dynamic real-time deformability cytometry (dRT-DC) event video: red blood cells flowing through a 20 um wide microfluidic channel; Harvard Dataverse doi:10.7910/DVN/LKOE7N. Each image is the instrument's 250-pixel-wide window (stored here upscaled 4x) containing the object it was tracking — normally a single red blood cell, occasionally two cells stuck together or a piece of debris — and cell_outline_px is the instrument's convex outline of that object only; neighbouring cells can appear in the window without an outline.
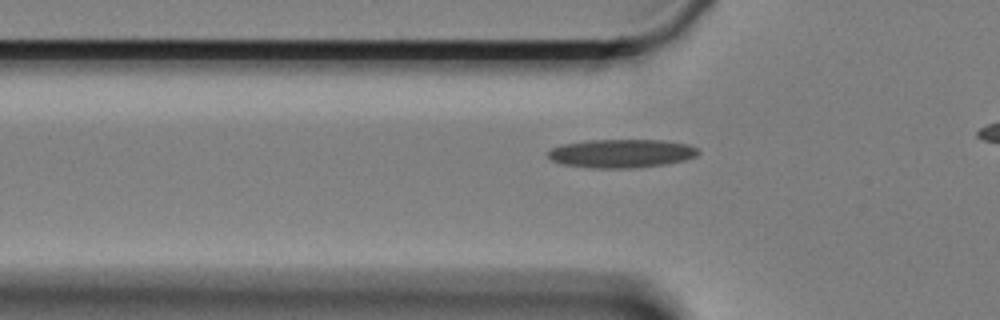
{"species": "Egyptian fruit bat (a non-hibernating species)", "species_latin": "Rousettus aegyptiacus", "temperature_condition": "cold", "stored_images_in_passage": 46, "camera_frame_rate_fps": 3000, "um_per_image_px": 0.085, "animal": {"sex": "female"}, "frame": {"image": 1, "passage_image": 13, "time_ms": 4.0, "image_size_px": [1000, 320], "cell_outline_px": [[700, 152], [696, 156], [684, 160], [664, 164], [632, 168], [592, 168], [564, 164], [552, 160], [548, 156], [548, 152], [552, 148], [560, 144], [584, 140], [664, 140], [688, 144], [696, 148]], "centroid_in_image_um": [52.81, 13.03], "position_along_channel_um": 73.0, "area_um2": 24.97}}
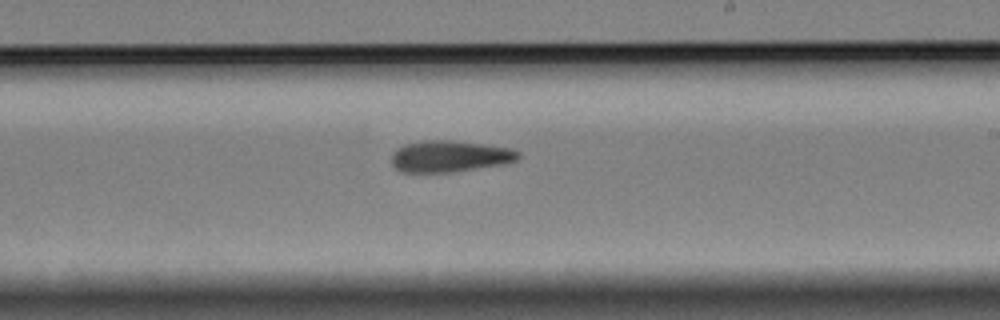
{"frame": {"image": 2, "passage_image": 29, "time_ms": 9.333, "image_size_px": [1000, 320], "cell_outline_px": [[520, 156], [516, 160], [496, 164], [448, 172], [400, 172], [392, 164], [392, 152], [396, 148], [404, 144], [424, 140], [452, 140], [508, 148], [520, 152]], "centroid_in_image_um": [38.12, 13.27], "position_along_channel_um": 250.9, "area_um2": 22.72}}
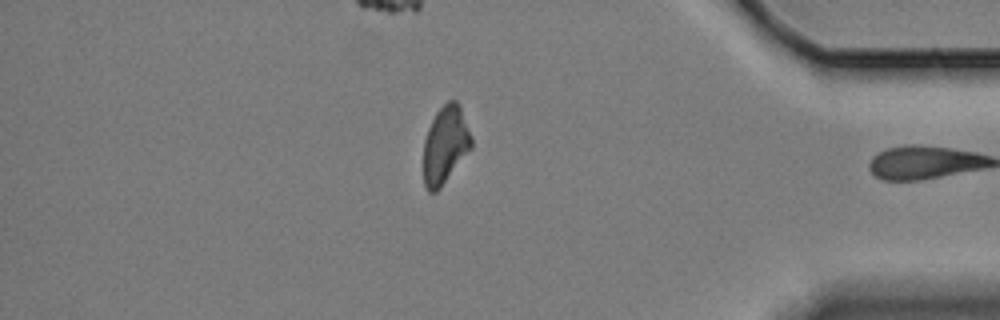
{"frame": {"image": 3, "passage_image": 45, "time_ms": 14.667, "image_size_px": [1000, 320], "cell_outline_px": [[472, 148], [440, 188], [436, 192], [428, 192], [424, 184], [424, 140], [428, 128], [436, 112], [448, 100], [456, 100], [460, 104], [472, 136]], "centroid_in_image_um": [37.86, 12.3], "position_along_channel_um": 397.3, "area_um2": 21.73}, "authors_computed_cell_mechanics": {"area_um2": 23.1489, "velocity_mm_per_s": 3.3181, "shape_relaxation_time_tau1_ms": null, "shape_relaxation_time_tau2_ms": 8.9495, "deformation_change_tau1": null, "deformation_change_tau2": 0.1677}}